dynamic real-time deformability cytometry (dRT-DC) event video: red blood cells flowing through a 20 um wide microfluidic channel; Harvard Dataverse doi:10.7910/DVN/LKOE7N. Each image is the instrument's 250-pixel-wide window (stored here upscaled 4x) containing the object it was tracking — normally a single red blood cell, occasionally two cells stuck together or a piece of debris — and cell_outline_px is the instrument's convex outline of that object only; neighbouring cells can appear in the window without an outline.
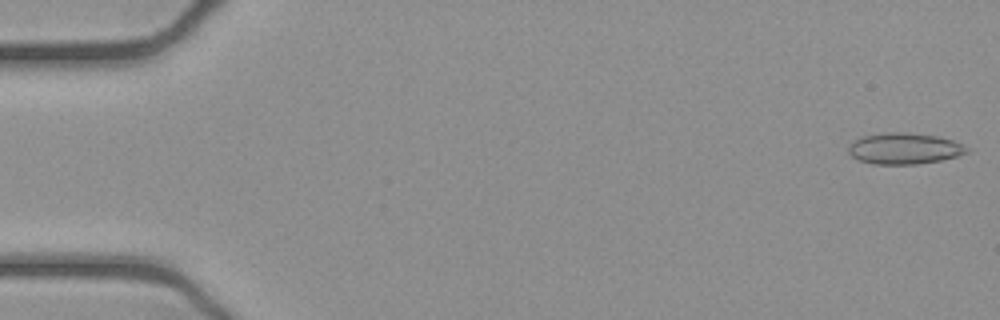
{"species": "common noctule bat (a hibernating species)", "species_latin": "Nyctalus noctula", "temperature_condition": "cold", "stored_images_in_passage": 52, "camera_frame_rate_fps": 3000, "um_per_image_px": 0.085, "animal": {"sex": "female", "body_mass_g": 21.9}, "frame": {"image": 1, "passage_image": 1, "time_ms": 0.0, "image_size_px": [1000, 320], "cell_outline_px": [[972, 148], [968, 152], [960, 156], [940, 160], [916, 164], [872, 164], [860, 160], [852, 156], [848, 152], [848, 148], [856, 140], [864, 136], [884, 132], [908, 132], [936, 136], [952, 140], [964, 144]], "centroid_in_image_um": [76.93, 12.62], "position_along_channel_um": 8.1, "area_um2": 21.56}}
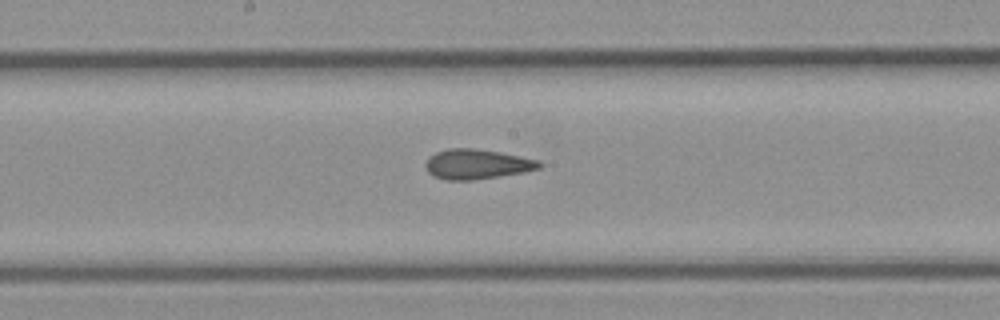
{"frame": {"image": 2, "passage_image": 27, "time_ms": 8.667, "image_size_px": [1000, 320], "cell_outline_px": [[544, 164], [540, 168], [524, 172], [472, 180], [444, 180], [432, 176], [428, 172], [424, 164], [428, 156], [436, 152], [448, 148], [472, 148], [500, 152], [540, 160]], "centroid_in_image_um": [40.52, 13.95], "position_along_channel_um": 207.7, "area_um2": 20.0}}
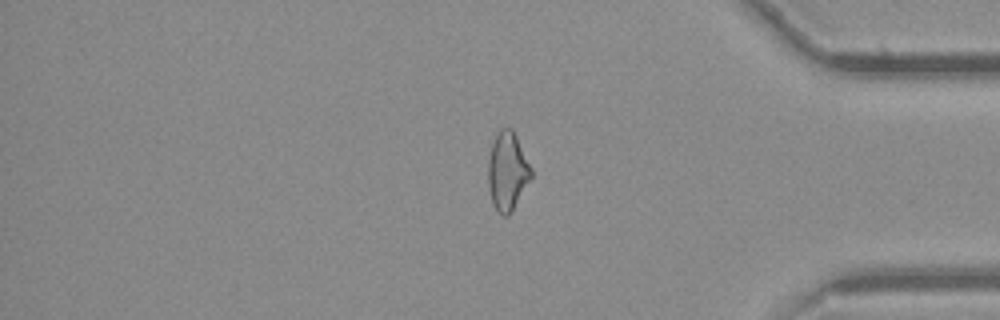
{"frame": {"image": 3, "passage_image": 43, "time_ms": 14.0, "image_size_px": [1000, 320], "cell_outline_px": [[532, 176], [512, 212], [508, 216], [500, 216], [496, 212], [492, 204], [488, 184], [488, 160], [492, 144], [496, 132], [500, 128], [512, 128], [532, 168]], "centroid_in_image_um": [43.12, 14.59], "position_along_channel_um": 392.1, "area_um2": 19.88}, "authors_computed_cell_mechanics": {"area_um2": 20.5479, "velocity_mm_per_s": 3.9262, "shape_relaxation_time_tau1_ms": null, "shape_relaxation_time_tau2_ms": 2.2202, "deformation_change_tau1": null, "deformation_change_tau2": 0.0997}}